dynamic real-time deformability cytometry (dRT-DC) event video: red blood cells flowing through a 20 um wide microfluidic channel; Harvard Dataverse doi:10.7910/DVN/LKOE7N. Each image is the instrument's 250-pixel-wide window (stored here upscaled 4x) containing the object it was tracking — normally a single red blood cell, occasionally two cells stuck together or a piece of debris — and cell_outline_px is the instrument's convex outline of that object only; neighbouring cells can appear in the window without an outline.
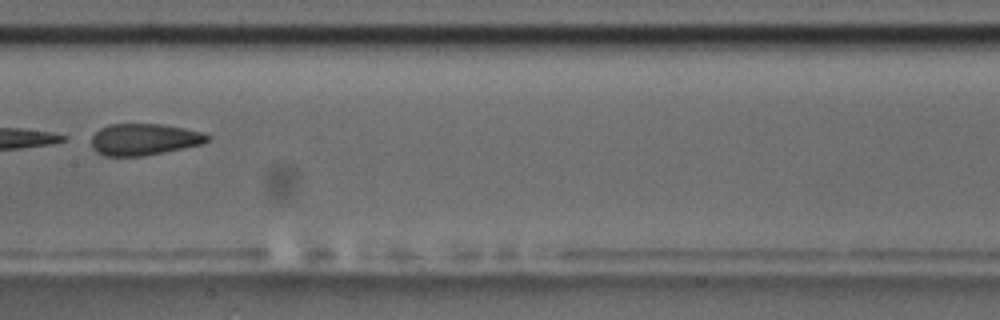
{"species": "common noctule bat (a hibernating species)", "species_latin": "Nyctalus noctula", "temperature_condition": "room temperature", "stored_images_in_passage": 12, "camera_frame_rate_fps": 3000, "um_per_image_px": 0.085, "animal": {"sex": "male", "body_mass_g": 17.5, "forearm_length_mm": 52.3}, "frame": {"image": 1, "passage_image": 10, "time_ms": 10.333, "image_size_px": [1000, 320], "cell_outline_px": [[212, 136], [204, 144], [144, 156], [104, 156], [96, 152], [92, 148], [92, 136], [100, 128], [108, 124], [160, 124], [184, 128], [204, 132]], "centroid_in_image_um": [12.27, 11.85], "position_along_channel_um": 195.1, "area_um2": 21.56}}
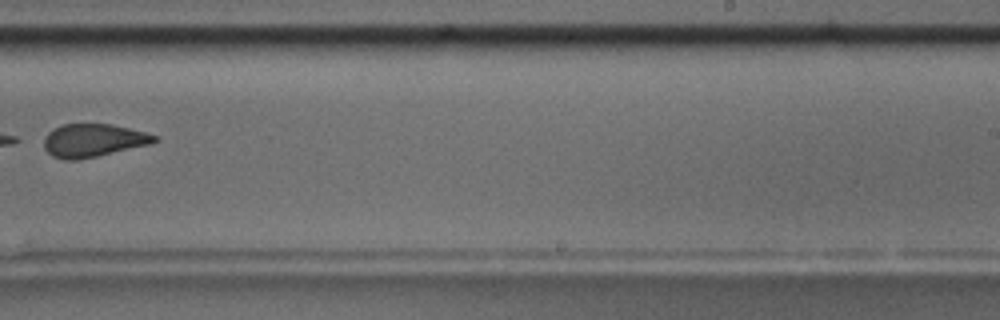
{"frame": {"image": 2, "passage_image": 12, "time_ms": 12.667, "image_size_px": [1000, 320], "cell_outline_px": [[160, 140], [152, 144], [96, 156], [76, 160], [64, 160], [52, 156], [44, 148], [44, 136], [52, 128], [60, 124], [112, 124], [160, 136]], "centroid_in_image_um": [7.93, 11.93], "position_along_channel_um": 281.1, "area_um2": 21.5}}